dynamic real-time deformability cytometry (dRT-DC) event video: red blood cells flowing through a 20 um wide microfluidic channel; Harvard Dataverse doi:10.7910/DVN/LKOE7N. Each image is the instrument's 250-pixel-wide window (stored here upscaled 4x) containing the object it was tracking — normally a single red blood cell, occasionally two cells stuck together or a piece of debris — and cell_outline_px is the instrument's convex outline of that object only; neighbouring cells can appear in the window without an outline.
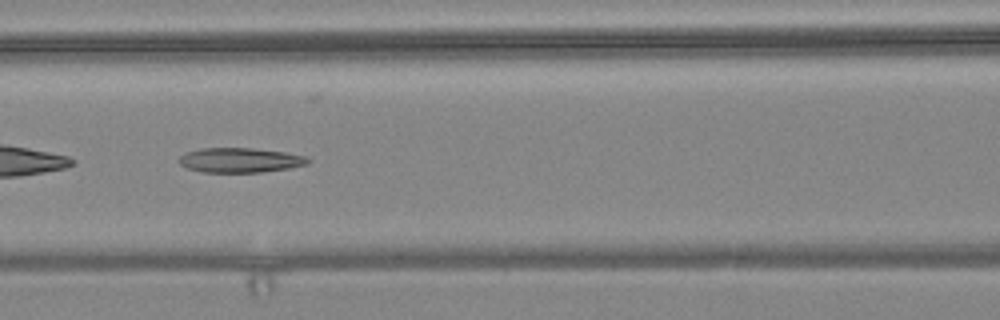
{"species": "common noctule bat (a hibernating species)", "species_latin": "Nyctalus noctula", "temperature_condition": "warm", "stored_images_in_passage": 56, "camera_frame_rate_fps": 3000, "um_per_image_px": 0.085, "animal": {"sex": "female", "body_mass_g": 24.6, "forearm_length_mm": 56.2}, "frame": {"image": 1, "passage_image": 24, "time_ms": 7.667, "image_size_px": [1000, 320], "cell_outline_px": [[312, 160], [308, 164], [288, 168], [260, 172], [200, 172], [188, 168], [180, 164], [176, 160], [184, 152], [200, 148], [252, 148], [284, 152], [308, 156]], "centroid_in_image_um": [20.39, 13.61], "position_along_channel_um": 146.2, "area_um2": 18.73}}
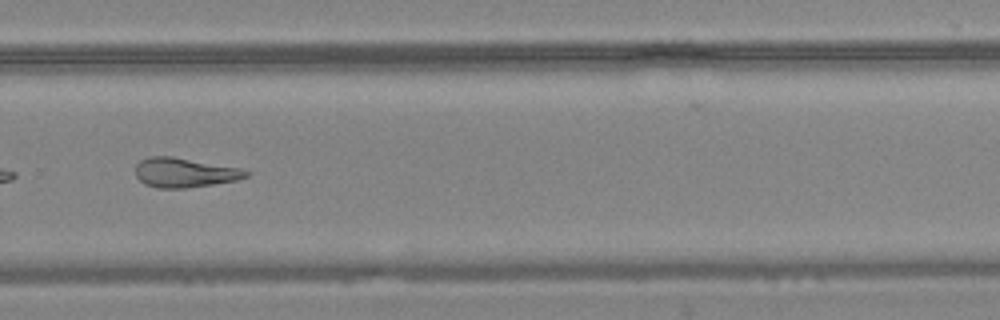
{"frame": {"image": 2, "passage_image": 38, "time_ms": 12.333, "image_size_px": [1000, 320], "cell_outline_px": [[252, 172], [248, 176], [236, 180], [212, 184], [184, 188], [156, 188], [144, 184], [136, 176], [136, 164], [140, 160], [148, 156], [172, 156], [240, 168]], "centroid_in_image_um": [15.67, 14.66], "position_along_channel_um": 314.1, "area_um2": 19.02}}
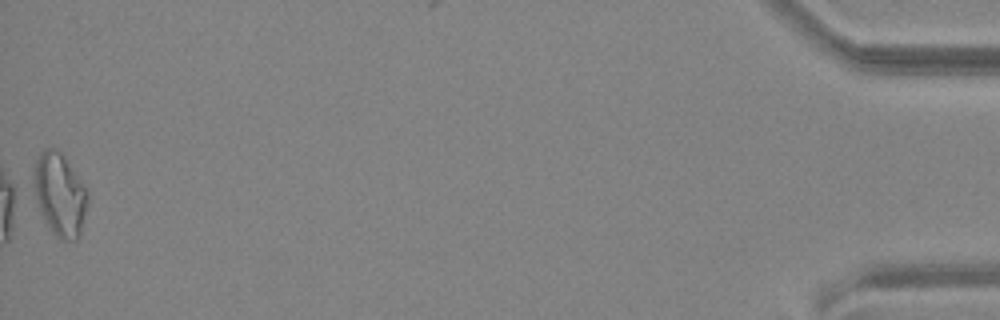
{"frame": {"image": 3, "passage_image": 56, "time_ms": 18.333, "image_size_px": [1000, 320], "cell_outline_px": [[88, 204], [80, 236], [76, 240], [60, 240], [52, 232], [40, 212], [28, 184], [36, 160], [40, 152], [44, 148], [56, 148], [64, 156], [84, 184], [88, 192]], "centroid_in_image_um": [5.03, 16.52], "position_along_channel_um": 430.2, "area_um2": 26.99}}